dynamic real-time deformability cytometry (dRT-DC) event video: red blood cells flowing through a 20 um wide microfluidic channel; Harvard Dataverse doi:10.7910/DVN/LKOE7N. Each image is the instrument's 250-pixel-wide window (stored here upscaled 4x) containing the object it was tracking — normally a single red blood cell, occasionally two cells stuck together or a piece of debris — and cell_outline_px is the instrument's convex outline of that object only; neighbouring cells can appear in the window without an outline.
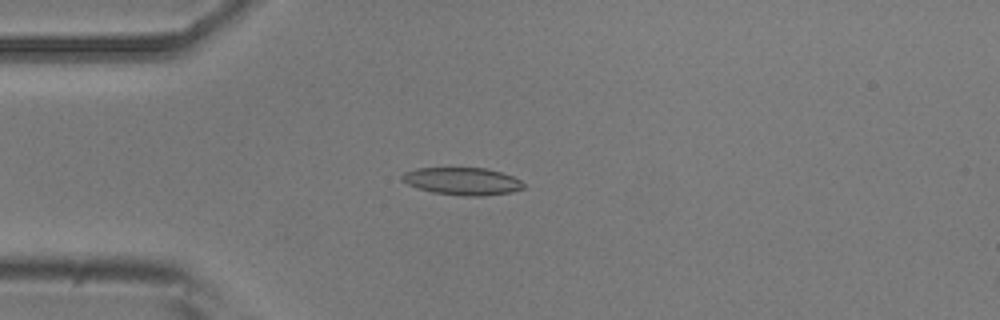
{"species": "common noctule bat (a hibernating species)", "species_latin": "Nyctalus noctula", "temperature_condition": "room temperature", "stored_images_in_passage": 51, "camera_frame_rate_fps": 3000, "um_per_image_px": 0.085, "animal": {"sex": "male", "body_mass_g": 20.5, "forearm_length_mm": 52.5}, "frame": {"image": 1, "passage_image": 13, "time_ms": 4.0, "image_size_px": [1000, 320], "cell_outline_px": [[524, 188], [512, 192], [484, 196], [460, 196], [432, 192], [408, 184], [400, 180], [400, 176], [404, 172], [416, 168], [488, 168], [512, 176], [520, 180], [524, 184]], "centroid_in_image_um": [39.29, 15.4], "position_along_channel_um": 45.7, "area_um2": 19.54}}
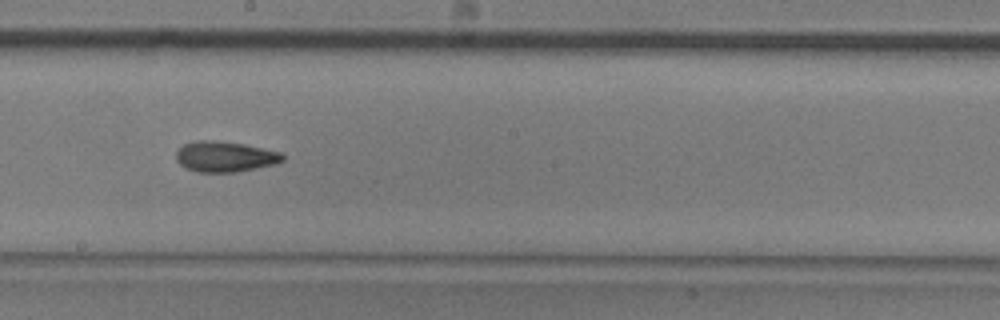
{"frame": {"image": 2, "passage_image": 28, "time_ms": 9.0, "image_size_px": [1000, 320], "cell_outline_px": [[284, 160], [276, 164], [236, 172], [196, 172], [180, 164], [176, 160], [176, 152], [184, 144], [196, 140], [212, 140], [244, 144], [264, 148], [280, 152], [284, 156]], "centroid_in_image_um": [19.13, 13.31], "position_along_channel_um": 229.1, "area_um2": 18.96}}
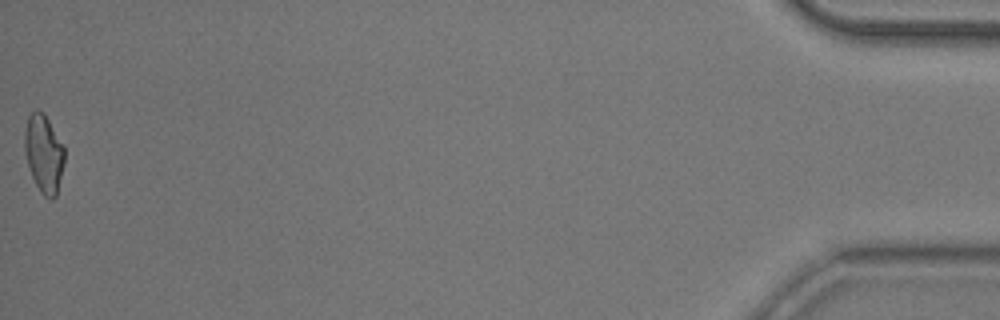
{"frame": {"image": 3, "passage_image": 51, "time_ms": 16.667, "image_size_px": [1000, 320], "cell_outline_px": [[64, 164], [56, 196], [52, 200], [48, 200], [40, 192], [32, 176], [24, 152], [24, 132], [28, 116], [36, 108], [44, 112], [64, 148]], "centroid_in_image_um": [3.71, 13.06], "position_along_channel_um": 431.5, "area_um2": 18.15}, "authors_computed_cell_mechanics": {"area_um2": 18.496, "velocity_mm_per_s": 3.9475, "shape_relaxation_time_tau1_ms": 10.5777, "shape_relaxation_time_tau2_ms": 4.0964, "deformation_change_tau1": 0.2395, "deformation_change_tau2": 0.1161}}